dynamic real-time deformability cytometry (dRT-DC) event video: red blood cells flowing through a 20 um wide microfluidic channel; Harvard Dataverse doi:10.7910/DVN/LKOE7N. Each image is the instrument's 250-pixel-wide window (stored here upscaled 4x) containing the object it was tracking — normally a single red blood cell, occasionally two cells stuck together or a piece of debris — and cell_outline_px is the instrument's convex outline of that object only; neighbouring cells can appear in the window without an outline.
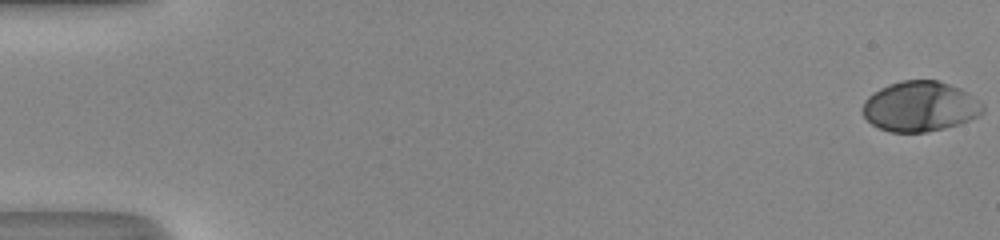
{"species": "human", "species_latin": "Homo sapiens", "temperature_condition": "room temperature", "stored_images_in_passage": 51, "camera_frame_rate_fps": 3000, "um_per_image_px": 0.085, "donor": {"sex": "male"}, "frame": {"image": 1, "passage_image": 1, "time_ms": 0.0, "image_size_px": [1000, 240], "cell_outline_px": [[984, 112], [980, 116], [960, 124], [944, 128], [924, 132], [888, 132], [872, 124], [864, 116], [864, 100], [872, 92], [880, 88], [900, 80], [936, 80], [948, 84], [964, 92], [984, 104]], "centroid_in_image_um": [78.2, 9.06], "position_along_channel_um": 6.8, "area_um2": 34.91}}
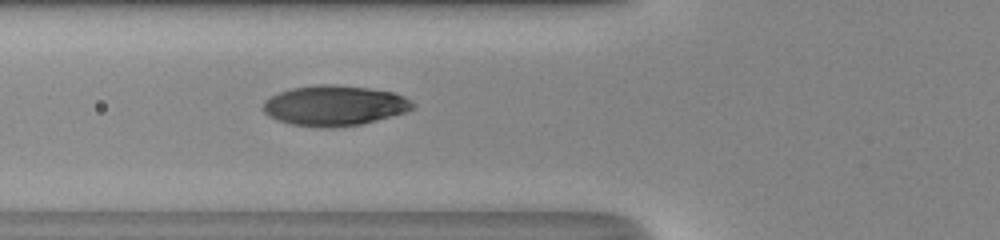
{"frame": {"image": 2, "passage_image": 21, "time_ms": 6.667, "image_size_px": [1000, 240], "cell_outline_px": [[416, 104], [412, 108], [404, 112], [376, 120], [360, 124], [332, 128], [320, 128], [292, 124], [276, 120], [268, 116], [264, 112], [264, 100], [280, 92], [292, 88], [316, 84], [332, 84], [368, 88], [392, 92], [404, 96]], "centroid_in_image_um": [28.4, 8.98], "position_along_channel_um": 97.4, "area_um2": 34.97}}
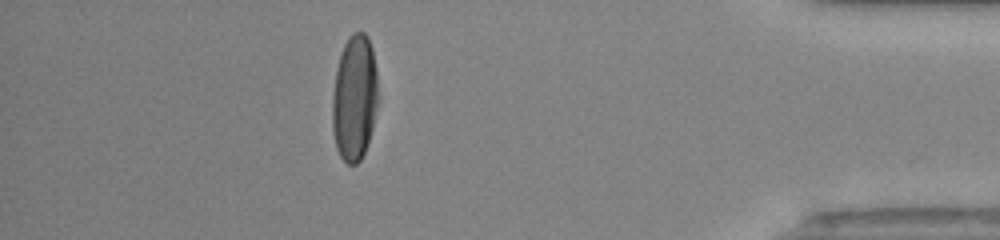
{"frame": {"image": 3, "passage_image": 46, "time_ms": 15.0, "image_size_px": [1000, 240], "cell_outline_px": [[376, 108], [372, 128], [364, 152], [360, 160], [356, 164], [348, 164], [340, 156], [336, 148], [332, 128], [332, 96], [336, 68], [344, 44], [348, 36], [352, 32], [364, 32], [368, 36], [372, 48], [376, 68]], "centroid_in_image_um": [30.1, 8.3], "position_along_channel_um": 405.1, "area_um2": 33.41}, "authors_computed_cell_mechanics": {"area_um2": 34.6222, "velocity_mm_per_s": 4.2182, "shape_relaxation_time_tau1_ms": 4.2645, "shape_relaxation_time_tau2_ms": null, "deformation_change_tau1": 0.2277, "deformation_change_tau2": null}}